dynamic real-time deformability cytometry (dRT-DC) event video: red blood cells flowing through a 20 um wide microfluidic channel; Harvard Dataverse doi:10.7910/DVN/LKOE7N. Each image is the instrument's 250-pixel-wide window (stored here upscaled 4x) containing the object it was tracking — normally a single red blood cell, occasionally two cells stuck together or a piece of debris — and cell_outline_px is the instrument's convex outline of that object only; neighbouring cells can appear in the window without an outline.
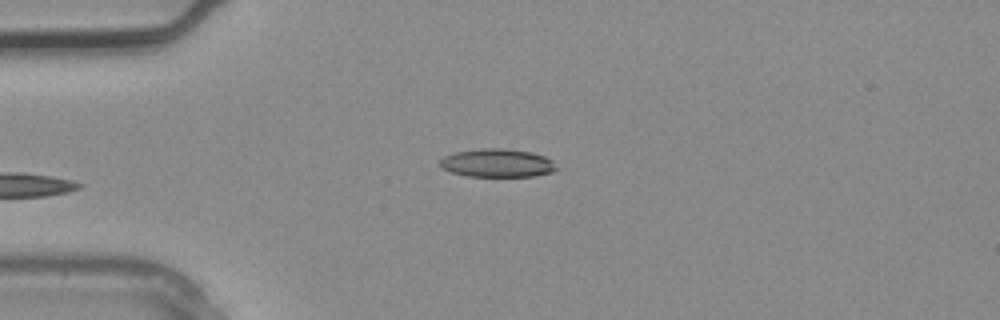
{"species": "common noctule bat (a hibernating species)", "species_latin": "Nyctalus noctula", "temperature_condition": "warm", "stored_images_in_passage": 1, "camera_frame_rate_fps": 3000, "um_per_image_px": 0.085, "animal": {"sex": "male", "body_mass_g": 20.4}, "frame": {"image": 1, "passage_image": 1, "time_ms": 0.0, "image_size_px": [1000, 320], "cell_outline_px": [[560, 168], [552, 172], [536, 176], [468, 176], [452, 172], [440, 168], [440, 160], [444, 156], [456, 152], [480, 148], [504, 148], [532, 152], [544, 156], [552, 160]], "centroid_in_image_um": [42.3, 13.85], "position_along_channel_um": 42.7, "area_um2": 19.36}}